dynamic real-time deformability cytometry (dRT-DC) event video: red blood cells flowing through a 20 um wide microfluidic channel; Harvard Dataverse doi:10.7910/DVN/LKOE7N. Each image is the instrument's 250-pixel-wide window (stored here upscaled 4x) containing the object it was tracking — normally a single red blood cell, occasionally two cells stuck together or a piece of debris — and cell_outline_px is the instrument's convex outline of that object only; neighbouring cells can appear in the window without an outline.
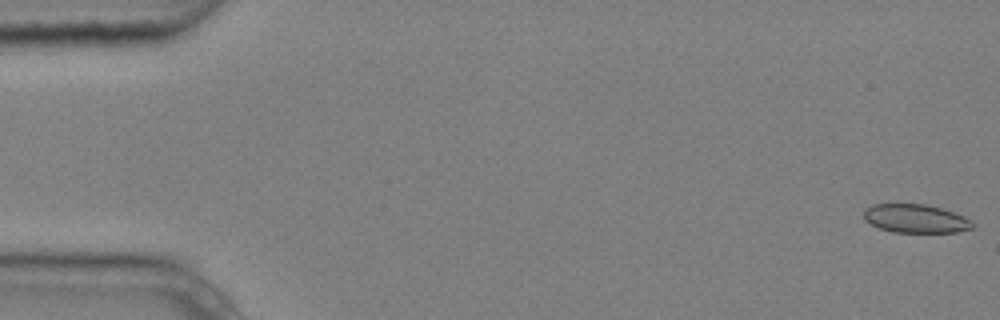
{"species": "common noctule bat (a hibernating species)", "species_latin": "Nyctalus noctula", "temperature_condition": "cold", "stored_images_in_passage": 4, "camera_frame_rate_fps": 3000, "um_per_image_px": 0.085, "animal": {"sex": "male", "body_mass_g": 20.4}, "frame": {"image": 1, "passage_image": 1, "time_ms": 0.0, "image_size_px": [1000, 320], "cell_outline_px": [[976, 224], [972, 228], [956, 232], [892, 232], [880, 228], [864, 220], [864, 208], [872, 204], [924, 204], [940, 208], [964, 216], [972, 220]], "centroid_in_image_um": [77.82, 18.58], "position_along_channel_um": 7.2, "area_um2": 18.09}}